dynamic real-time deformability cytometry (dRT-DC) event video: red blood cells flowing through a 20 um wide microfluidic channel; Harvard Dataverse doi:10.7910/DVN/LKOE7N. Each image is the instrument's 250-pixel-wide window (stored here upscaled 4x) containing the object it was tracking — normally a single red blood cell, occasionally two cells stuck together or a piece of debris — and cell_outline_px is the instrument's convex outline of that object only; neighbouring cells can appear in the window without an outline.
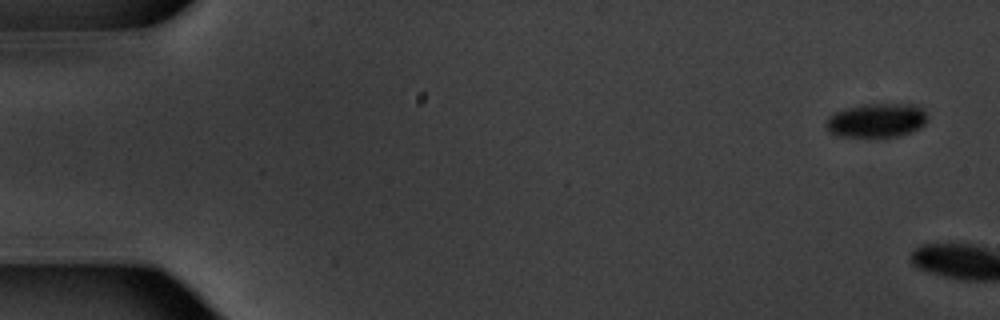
{"species": "common noctule bat (a hibernating species)", "species_latin": "Nyctalus noctula", "temperature_condition": "warm", "stored_images_in_passage": 3, "camera_frame_rate_fps": 3000, "um_per_image_px": 0.085, "animal": {"sex": "male", "body_mass_g": 20.1, "forearm_length_mm": 53.5}, "frame": {"image": 1, "passage_image": 1, "time_ms": 0.0, "image_size_px": [1000, 320], "cell_outline_px": [[928, 120], [920, 128], [900, 136], [880, 140], [836, 136], [828, 132], [824, 128], [824, 124], [828, 116], [836, 112], [848, 108], [864, 104], [916, 104], [928, 116]], "centroid_in_image_um": [74.47, 10.3], "position_along_channel_um": 10.5, "area_um2": 21.1}}